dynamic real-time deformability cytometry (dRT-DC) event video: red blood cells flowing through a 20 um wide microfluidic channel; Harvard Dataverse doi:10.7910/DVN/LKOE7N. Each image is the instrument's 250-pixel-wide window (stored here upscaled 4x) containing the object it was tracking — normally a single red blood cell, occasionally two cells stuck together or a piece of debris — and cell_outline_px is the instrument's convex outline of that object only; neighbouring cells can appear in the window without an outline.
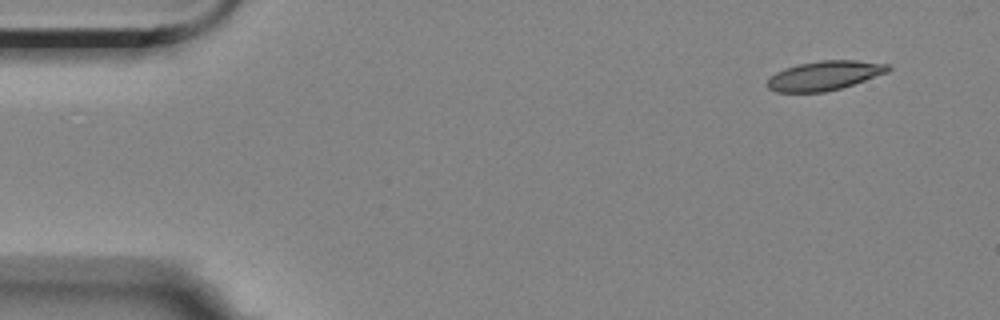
{"species": "Egyptian fruit bat (a non-hibernating species)", "species_latin": "Rousettus aegyptiacus", "temperature_condition": "room temperature", "stored_images_in_passage": 6, "camera_frame_rate_fps": 3000, "um_per_image_px": 0.085, "animal": {"sex": "female"}, "frame": {"image": 1, "passage_image": 1, "time_ms": 0.0, "image_size_px": [1000, 320], "cell_outline_px": [[892, 68], [888, 72], [840, 88], [824, 92], [776, 92], [768, 88], [764, 84], [776, 72], [784, 68], [796, 64], [820, 60], [856, 60], [888, 64]], "centroid_in_image_um": [70.05, 6.42], "position_along_channel_um": 15.0, "area_um2": 20.63}}
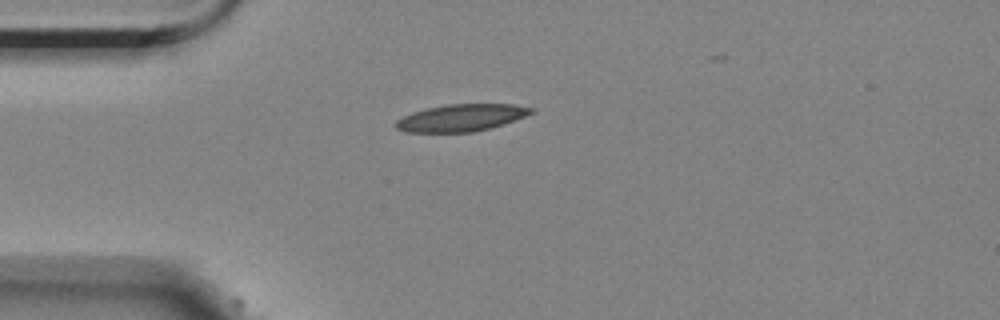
{"frame": {"image": 2, "passage_image": 4, "time_ms": 3.333, "image_size_px": [1000, 320], "cell_outline_px": [[536, 112], [504, 124], [472, 132], [404, 132], [396, 128], [392, 124], [396, 120], [412, 112], [424, 108], [448, 104], [512, 104], [536, 108]], "centroid_in_image_um": [39.2, 10.0], "position_along_channel_um": 45.8, "area_um2": 21.56}}